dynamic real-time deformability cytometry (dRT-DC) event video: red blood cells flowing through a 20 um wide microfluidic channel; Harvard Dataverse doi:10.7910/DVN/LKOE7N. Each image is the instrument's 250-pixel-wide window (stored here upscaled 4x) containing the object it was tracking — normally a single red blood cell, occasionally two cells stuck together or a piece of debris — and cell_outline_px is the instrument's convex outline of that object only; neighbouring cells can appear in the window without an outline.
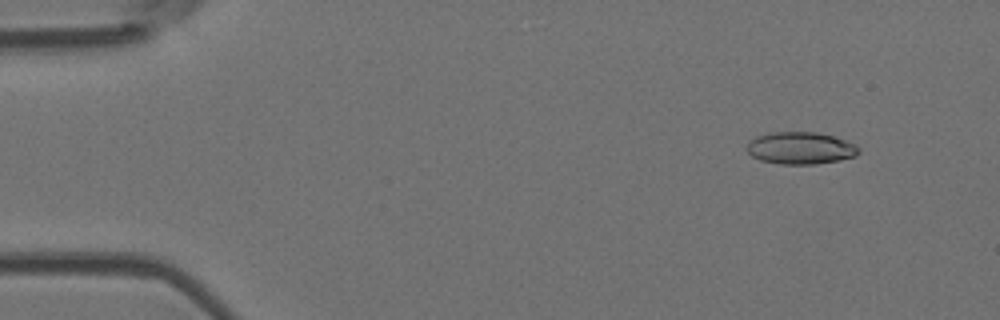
{"species": "Egyptian fruit bat (a non-hibernating species)", "species_latin": "Rousettus aegyptiacus", "temperature_condition": "room temperature", "stored_images_in_passage": 53, "camera_frame_rate_fps": 3000, "um_per_image_px": 0.085, "animal": {"sex": "female"}, "frame": {"image": 1, "passage_image": 5, "time_ms": 1.333, "image_size_px": [1000, 320], "cell_outline_px": [[860, 152], [856, 156], [840, 160], [816, 164], [780, 164], [760, 160], [752, 156], [744, 148], [748, 140], [756, 136], [768, 132], [816, 132], [832, 136], [856, 144], [860, 148]], "centroid_in_image_um": [68.01, 12.58], "position_along_channel_um": 17.0, "area_um2": 21.27}}
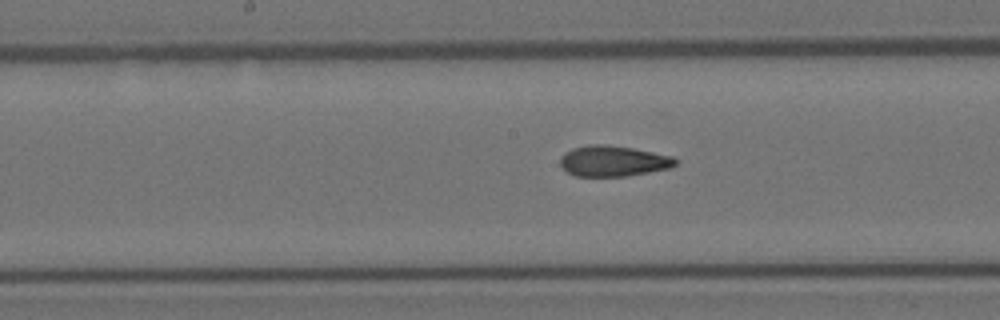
{"frame": {"image": 2, "passage_image": 27, "time_ms": 8.667, "image_size_px": [1000, 320], "cell_outline_px": [[676, 164], [672, 168], [624, 176], [576, 176], [568, 172], [560, 164], [560, 156], [564, 152], [572, 148], [588, 144], [600, 144], [632, 148], [672, 156], [676, 160]], "centroid_in_image_um": [52.09, 13.68], "position_along_channel_um": 196.1, "area_um2": 20.52}}
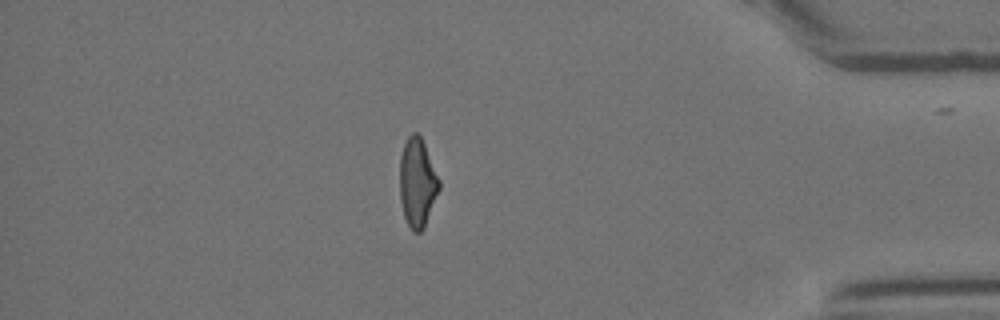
{"frame": {"image": 3, "passage_image": 46, "time_ms": 15.0, "image_size_px": [1000, 320], "cell_outline_px": [[440, 188], [424, 228], [420, 232], [412, 232], [404, 216], [400, 200], [400, 156], [404, 144], [408, 136], [412, 132], [416, 132], [420, 136], [424, 144], [440, 180]], "centroid_in_image_um": [35.47, 15.54], "position_along_channel_um": 399.7, "area_um2": 20.35}, "authors_computed_cell_mechanics": {"area_um2": 20.808, "velocity_mm_per_s": 3.8058, "shape_relaxation_time_tau1_ms": 9.4285, "shape_relaxation_time_tau2_ms": 1.9164, "deformation_change_tau1": 0.2487, "deformation_change_tau2": 0.0943}}